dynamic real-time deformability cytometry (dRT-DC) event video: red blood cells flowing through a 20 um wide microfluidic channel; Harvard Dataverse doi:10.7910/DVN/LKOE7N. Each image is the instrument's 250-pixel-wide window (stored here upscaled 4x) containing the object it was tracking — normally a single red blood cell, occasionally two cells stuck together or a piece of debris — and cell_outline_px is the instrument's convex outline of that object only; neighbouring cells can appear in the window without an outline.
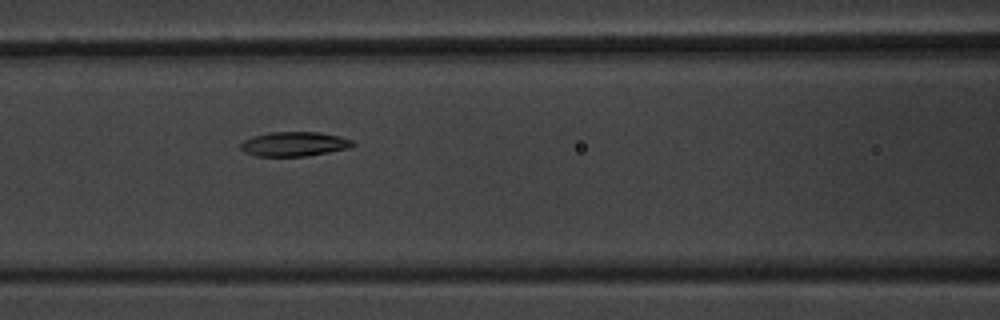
{"species": "common noctule bat (a hibernating species)", "species_latin": "Nyctalus noctula", "temperature_condition": "warm", "stored_images_in_passage": 7, "camera_frame_rate_fps": 3000, "um_per_image_px": 0.085, "animal": {"sex": "male", "body_mass_g": 20.1, "forearm_length_mm": 53.5}, "frame": {"image": 1, "passage_image": 6, "time_ms": 7.0, "image_size_px": [1000, 320], "cell_outline_px": [[356, 144], [352, 148], [308, 156], [256, 156], [244, 152], [240, 148], [240, 144], [244, 140], [252, 136], [268, 132], [320, 132], [340, 136], [352, 140]], "centroid_in_image_um": [25.03, 12.24], "position_along_channel_um": 141.6, "area_um2": 16.24}}
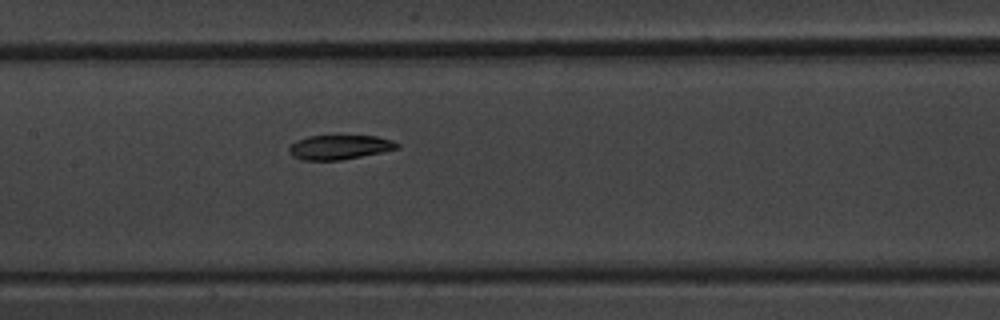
{"frame": {"image": 2, "passage_image": 7, "time_ms": 8.0, "image_size_px": [1000, 320], "cell_outline_px": [[400, 148], [340, 160], [304, 160], [292, 156], [288, 152], [288, 148], [296, 140], [308, 136], [376, 136], [392, 140], [400, 144]], "centroid_in_image_um": [28.84, 12.51], "position_along_channel_um": 178.6, "area_um2": 15.26}}